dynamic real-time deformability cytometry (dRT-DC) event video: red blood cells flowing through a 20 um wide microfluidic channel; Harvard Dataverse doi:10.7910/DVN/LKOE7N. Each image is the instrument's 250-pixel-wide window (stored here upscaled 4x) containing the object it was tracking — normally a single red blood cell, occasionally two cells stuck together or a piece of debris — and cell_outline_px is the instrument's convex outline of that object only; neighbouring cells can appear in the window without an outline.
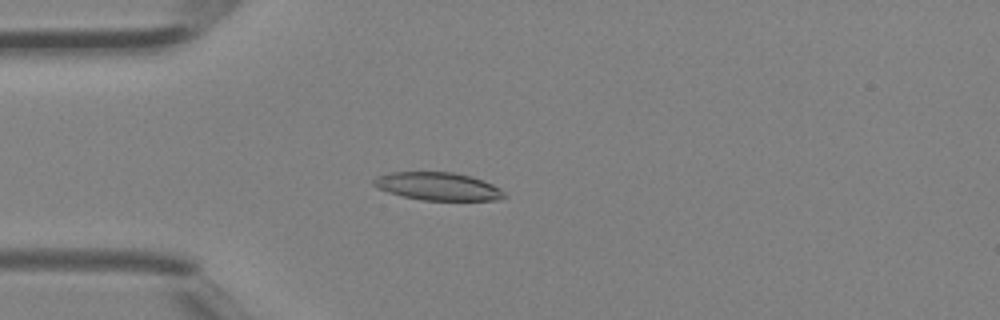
{"species": "Egyptian fruit bat (a non-hibernating species)", "species_latin": "Rousettus aegyptiacus", "temperature_condition": "room temperature", "stored_images_in_passage": 41, "camera_frame_rate_fps": 3000, "um_per_image_px": 0.085, "animal": {"sex": "female"}, "frame": {"image": 1, "passage_image": 11, "time_ms": 3.333, "image_size_px": [1000, 320], "cell_outline_px": [[508, 196], [500, 200], [420, 200], [388, 192], [376, 188], [372, 184], [372, 180], [376, 176], [388, 172], [452, 172], [472, 176], [492, 184], [500, 188]], "centroid_in_image_um": [37.21, 15.84], "position_along_channel_um": 47.8, "area_um2": 21.44}}
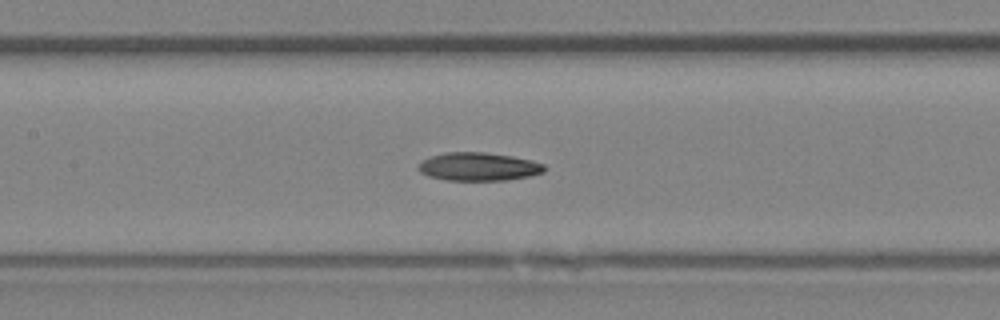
{"frame": {"image": 2, "passage_image": 19, "time_ms": 6.0, "image_size_px": [1000, 320], "cell_outline_px": [[548, 168], [544, 172], [528, 176], [504, 180], [448, 180], [428, 176], [420, 172], [416, 168], [424, 160], [432, 156], [444, 152], [484, 152], [512, 156], [532, 160], [544, 164]], "centroid_in_image_um": [40.7, 14.16], "position_along_channel_um": 166.7, "area_um2": 20.69}}
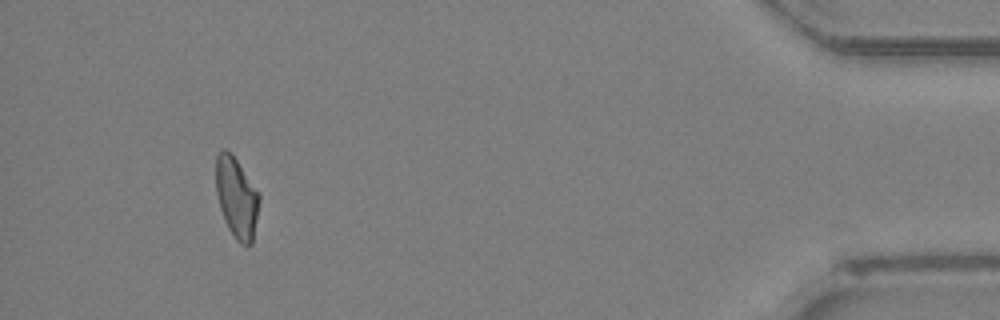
{"frame": {"image": 3, "passage_image": 38, "time_ms": 12.333, "image_size_px": [1000, 320], "cell_outline_px": [[260, 200], [252, 244], [240, 244], [236, 240], [228, 228], [220, 208], [216, 192], [216, 156], [220, 148], [224, 148], [232, 152], [260, 192]], "centroid_in_image_um": [20.12, 16.73], "position_along_channel_um": 415.1, "area_um2": 20.75}}